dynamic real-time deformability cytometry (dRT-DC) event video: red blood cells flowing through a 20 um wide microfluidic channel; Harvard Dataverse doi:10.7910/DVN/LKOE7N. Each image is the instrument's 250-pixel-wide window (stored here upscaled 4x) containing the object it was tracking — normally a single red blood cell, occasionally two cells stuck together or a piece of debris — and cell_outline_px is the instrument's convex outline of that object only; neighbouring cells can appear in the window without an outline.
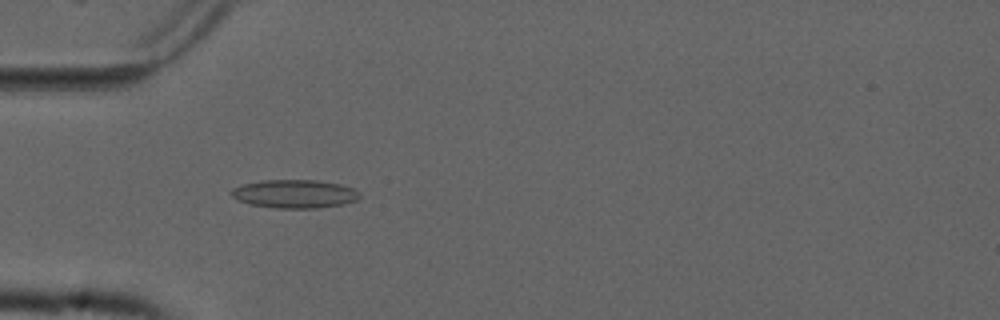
{"species": "common noctule bat (a hibernating species)", "species_latin": "Nyctalus noctula", "temperature_condition": "cold", "stored_images_in_passage": 5, "camera_frame_rate_fps": 3000, "um_per_image_px": 0.085, "animal": {"sex": "male", "forearm_length_mm": 52.5}, "frame": {"image": 1, "passage_image": 4, "time_ms": 1.0, "image_size_px": [1000, 320], "cell_outline_px": [[360, 196], [356, 200], [344, 204], [316, 208], [276, 208], [252, 204], [236, 200], [232, 196], [232, 188], [244, 184], [260, 180], [316, 180], [340, 184], [352, 188], [360, 192]], "centroid_in_image_um": [25.05, 16.47], "position_along_channel_um": 59.9, "area_um2": 21.15}}
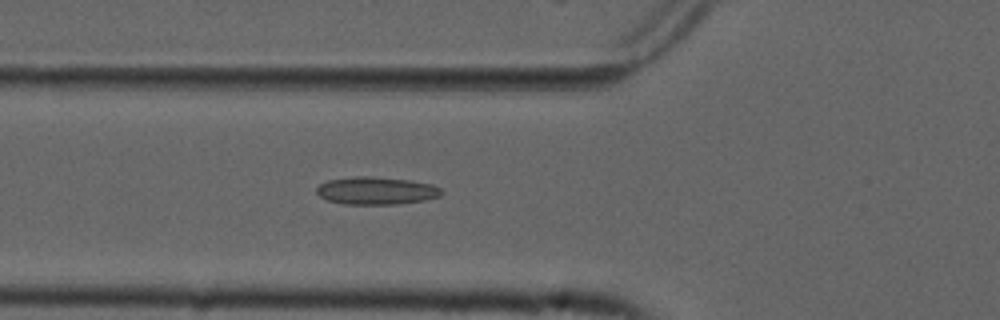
{"frame": {"image": 2, "passage_image": 5, "time_ms": 1.333, "image_size_px": [1000, 320], "cell_outline_px": [[444, 192], [440, 196], [424, 200], [396, 204], [344, 204], [328, 200], [320, 196], [316, 192], [316, 188], [320, 184], [328, 180], [356, 176], [368, 176], [408, 180], [432, 184], [440, 188]], "centroid_in_image_um": [31.98, 16.21], "position_along_channel_um": 93.8, "area_um2": 20.0}}